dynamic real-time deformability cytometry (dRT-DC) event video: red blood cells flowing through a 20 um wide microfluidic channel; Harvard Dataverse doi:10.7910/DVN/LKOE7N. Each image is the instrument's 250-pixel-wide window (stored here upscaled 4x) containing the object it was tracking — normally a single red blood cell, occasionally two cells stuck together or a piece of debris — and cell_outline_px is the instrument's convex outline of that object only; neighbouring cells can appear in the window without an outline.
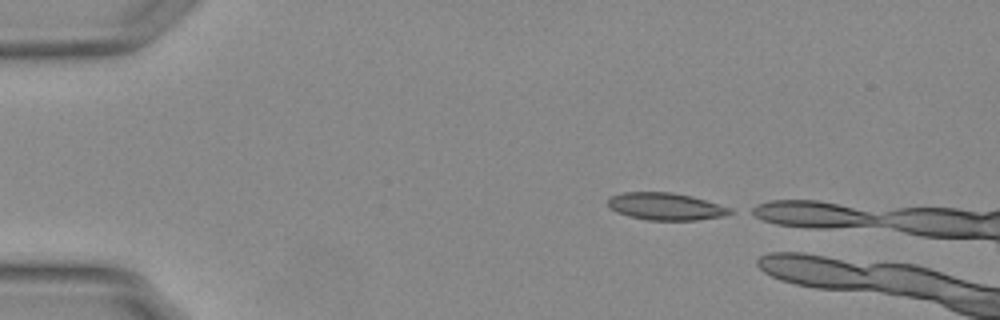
{"species": "Egyptian fruit bat (a non-hibernating species)", "species_latin": "Rousettus aegyptiacus", "temperature_condition": "warm", "stored_images_in_passage": 13, "camera_frame_rate_fps": 3000, "um_per_image_px": 0.085, "animal": {"sex": "female"}, "frame": {"image": 1, "passage_image": 1, "time_ms": 0.0, "image_size_px": [1000, 320], "cell_outline_px": [[736, 212], [724, 216], [696, 220], [648, 220], [628, 216], [616, 212], [608, 208], [608, 200], [612, 196], [624, 192], [668, 192], [692, 196], [732, 208]], "centroid_in_image_um": [56.6, 17.55], "position_along_channel_um": 28.4, "area_um2": 19.48}}
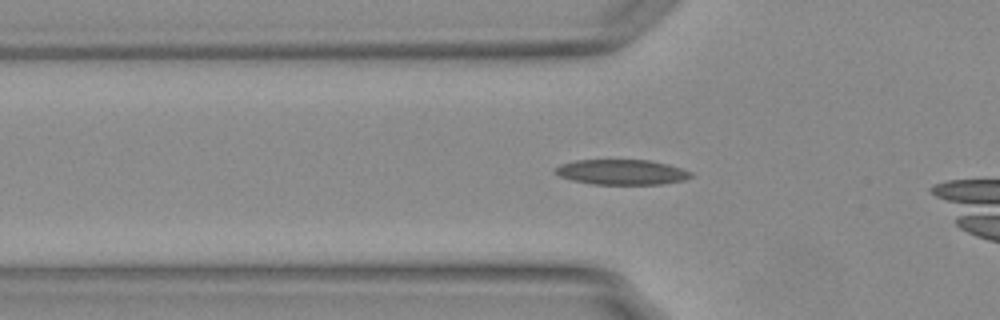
{"frame": {"image": 2, "passage_image": 10, "time_ms": 3.0, "image_size_px": [1000, 320], "cell_outline_px": [[692, 176], [684, 180], [660, 184], [592, 184], [572, 180], [560, 176], [552, 172], [560, 164], [576, 160], [648, 160], [668, 164], [692, 172]], "centroid_in_image_um": [52.82, 14.63], "position_along_channel_um": 73.0, "area_um2": 19.83}}